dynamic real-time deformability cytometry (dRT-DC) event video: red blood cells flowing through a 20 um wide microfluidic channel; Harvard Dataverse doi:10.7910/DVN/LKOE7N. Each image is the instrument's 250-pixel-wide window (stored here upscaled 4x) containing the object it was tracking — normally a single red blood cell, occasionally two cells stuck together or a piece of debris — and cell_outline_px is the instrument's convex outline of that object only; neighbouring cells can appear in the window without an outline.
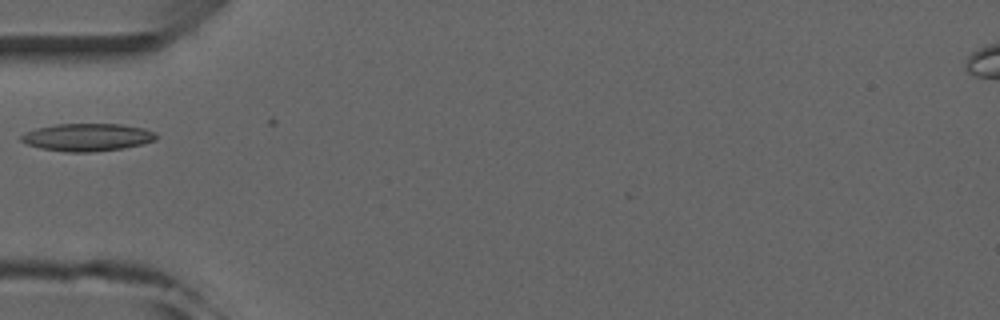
{"species": "common noctule bat (a hibernating species)", "species_latin": "Nyctalus noctula", "temperature_condition": "room temperature", "stored_images_in_passage": 3, "camera_frame_rate_fps": 3000, "um_per_image_px": 0.085, "animal": {"sex": "male", "forearm_length_mm": 52.5}, "frame": {"image": 1, "passage_image": 2, "time_ms": 1.333, "image_size_px": [1000, 320], "cell_outline_px": [[156, 140], [124, 148], [92, 152], [64, 152], [40, 148], [28, 144], [20, 140], [20, 136], [36, 128], [56, 124], [120, 124], [144, 128], [156, 132]], "centroid_in_image_um": [7.43, 11.67], "position_along_channel_um": 77.6, "area_um2": 21.68}}